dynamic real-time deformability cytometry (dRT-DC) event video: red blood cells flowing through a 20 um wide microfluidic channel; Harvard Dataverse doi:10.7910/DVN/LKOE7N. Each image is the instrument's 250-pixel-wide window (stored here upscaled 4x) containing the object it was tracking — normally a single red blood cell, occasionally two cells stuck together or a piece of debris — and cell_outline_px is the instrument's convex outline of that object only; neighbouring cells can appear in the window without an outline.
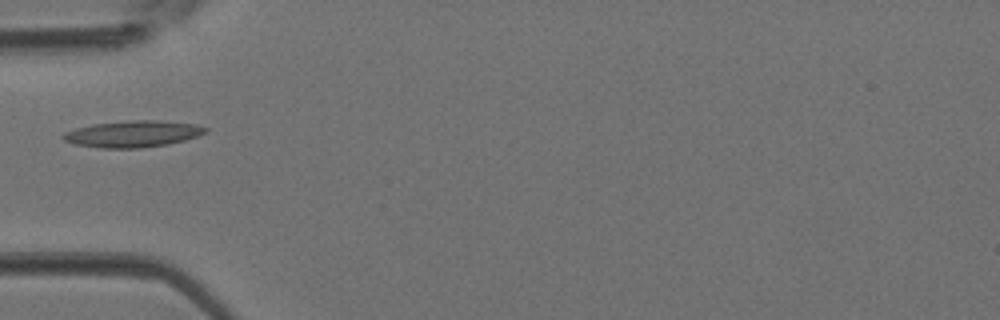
{"species": "Egyptian fruit bat (a non-hibernating species)", "species_latin": "Rousettus aegyptiacus", "temperature_condition": "room temperature", "stored_images_in_passage": 4, "camera_frame_rate_fps": 3000, "um_per_image_px": 0.085, "animal": {"sex": "female"}, "frame": {"image": 1, "passage_image": 4, "time_ms": 1.0, "image_size_px": [1000, 320], "cell_outline_px": [[208, 132], [200, 136], [168, 144], [140, 148], [100, 148], [76, 144], [64, 140], [60, 136], [64, 132], [76, 128], [92, 124], [132, 120], [156, 120], [196, 124], [208, 128]], "centroid_in_image_um": [11.32, 11.38], "position_along_channel_um": 73.7, "area_um2": 22.08}}